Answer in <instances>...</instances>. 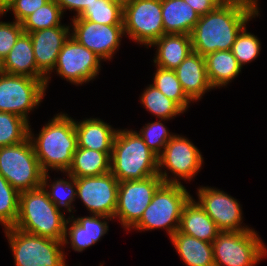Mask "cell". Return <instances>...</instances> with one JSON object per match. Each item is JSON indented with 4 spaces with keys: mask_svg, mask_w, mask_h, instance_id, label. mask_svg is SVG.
<instances>
[{
    "mask_svg": "<svg viewBox=\"0 0 267 266\" xmlns=\"http://www.w3.org/2000/svg\"><path fill=\"white\" fill-rule=\"evenodd\" d=\"M31 129L29 125V139L42 171L45 173L52 169L65 176L77 149L75 120L60 112L43 125L36 137Z\"/></svg>",
    "mask_w": 267,
    "mask_h": 266,
    "instance_id": "6da1fadb",
    "label": "cell"
},
{
    "mask_svg": "<svg viewBox=\"0 0 267 266\" xmlns=\"http://www.w3.org/2000/svg\"><path fill=\"white\" fill-rule=\"evenodd\" d=\"M255 18L250 12L231 5L215 8L200 16L191 32L194 52L202 56L221 50H231L239 32Z\"/></svg>",
    "mask_w": 267,
    "mask_h": 266,
    "instance_id": "7a4b0ae2",
    "label": "cell"
},
{
    "mask_svg": "<svg viewBox=\"0 0 267 266\" xmlns=\"http://www.w3.org/2000/svg\"><path fill=\"white\" fill-rule=\"evenodd\" d=\"M62 211L49 199L48 193L40 186L20 192L19 215L14 225L23 232L64 241L66 222Z\"/></svg>",
    "mask_w": 267,
    "mask_h": 266,
    "instance_id": "3957f363",
    "label": "cell"
},
{
    "mask_svg": "<svg viewBox=\"0 0 267 266\" xmlns=\"http://www.w3.org/2000/svg\"><path fill=\"white\" fill-rule=\"evenodd\" d=\"M119 182L158 174V156L134 130L118 129L111 154V171Z\"/></svg>",
    "mask_w": 267,
    "mask_h": 266,
    "instance_id": "277c9868",
    "label": "cell"
},
{
    "mask_svg": "<svg viewBox=\"0 0 267 266\" xmlns=\"http://www.w3.org/2000/svg\"><path fill=\"white\" fill-rule=\"evenodd\" d=\"M191 197L183 184L163 183L131 229L145 232L161 228L170 238L179 229L183 207Z\"/></svg>",
    "mask_w": 267,
    "mask_h": 266,
    "instance_id": "5b68a950",
    "label": "cell"
},
{
    "mask_svg": "<svg viewBox=\"0 0 267 266\" xmlns=\"http://www.w3.org/2000/svg\"><path fill=\"white\" fill-rule=\"evenodd\" d=\"M15 266H67L62 241L23 232L17 228L4 229Z\"/></svg>",
    "mask_w": 267,
    "mask_h": 266,
    "instance_id": "8992f818",
    "label": "cell"
},
{
    "mask_svg": "<svg viewBox=\"0 0 267 266\" xmlns=\"http://www.w3.org/2000/svg\"><path fill=\"white\" fill-rule=\"evenodd\" d=\"M0 174L19 193L42 186L44 172L29 138L0 147Z\"/></svg>",
    "mask_w": 267,
    "mask_h": 266,
    "instance_id": "52a82bcc",
    "label": "cell"
},
{
    "mask_svg": "<svg viewBox=\"0 0 267 266\" xmlns=\"http://www.w3.org/2000/svg\"><path fill=\"white\" fill-rule=\"evenodd\" d=\"M212 245L214 266H256L267 256V247L254 228L220 232Z\"/></svg>",
    "mask_w": 267,
    "mask_h": 266,
    "instance_id": "ba28073f",
    "label": "cell"
},
{
    "mask_svg": "<svg viewBox=\"0 0 267 266\" xmlns=\"http://www.w3.org/2000/svg\"><path fill=\"white\" fill-rule=\"evenodd\" d=\"M201 154L188 138L175 134L158 156V175L169 184H182V179L191 181L202 168Z\"/></svg>",
    "mask_w": 267,
    "mask_h": 266,
    "instance_id": "9c48e42d",
    "label": "cell"
},
{
    "mask_svg": "<svg viewBox=\"0 0 267 266\" xmlns=\"http://www.w3.org/2000/svg\"><path fill=\"white\" fill-rule=\"evenodd\" d=\"M123 28L126 36L148 49L164 35L161 0H124Z\"/></svg>",
    "mask_w": 267,
    "mask_h": 266,
    "instance_id": "30bf717a",
    "label": "cell"
},
{
    "mask_svg": "<svg viewBox=\"0 0 267 266\" xmlns=\"http://www.w3.org/2000/svg\"><path fill=\"white\" fill-rule=\"evenodd\" d=\"M45 81L25 75L4 73L0 76V112L16 114L29 121L46 94Z\"/></svg>",
    "mask_w": 267,
    "mask_h": 266,
    "instance_id": "8fae6325",
    "label": "cell"
},
{
    "mask_svg": "<svg viewBox=\"0 0 267 266\" xmlns=\"http://www.w3.org/2000/svg\"><path fill=\"white\" fill-rule=\"evenodd\" d=\"M163 183L158 174L141 180L119 182L114 218L120 221L126 231H130L141 219L154 193Z\"/></svg>",
    "mask_w": 267,
    "mask_h": 266,
    "instance_id": "7c38bea8",
    "label": "cell"
},
{
    "mask_svg": "<svg viewBox=\"0 0 267 266\" xmlns=\"http://www.w3.org/2000/svg\"><path fill=\"white\" fill-rule=\"evenodd\" d=\"M101 61L100 57L70 36L60 50L52 72L73 85L82 86L96 79Z\"/></svg>",
    "mask_w": 267,
    "mask_h": 266,
    "instance_id": "4fadbf2b",
    "label": "cell"
},
{
    "mask_svg": "<svg viewBox=\"0 0 267 266\" xmlns=\"http://www.w3.org/2000/svg\"><path fill=\"white\" fill-rule=\"evenodd\" d=\"M70 36L103 61L111 60L118 51L124 34L123 25H104L83 18H71Z\"/></svg>",
    "mask_w": 267,
    "mask_h": 266,
    "instance_id": "5bb4252c",
    "label": "cell"
},
{
    "mask_svg": "<svg viewBox=\"0 0 267 266\" xmlns=\"http://www.w3.org/2000/svg\"><path fill=\"white\" fill-rule=\"evenodd\" d=\"M76 185V198L83 202L91 215H104L114 219L119 181L111 172L76 178Z\"/></svg>",
    "mask_w": 267,
    "mask_h": 266,
    "instance_id": "9a60e30c",
    "label": "cell"
},
{
    "mask_svg": "<svg viewBox=\"0 0 267 266\" xmlns=\"http://www.w3.org/2000/svg\"><path fill=\"white\" fill-rule=\"evenodd\" d=\"M197 190V202L216 223L221 232H239L252 229L247 225H242L243 211L237 199L214 187L200 186Z\"/></svg>",
    "mask_w": 267,
    "mask_h": 266,
    "instance_id": "2e32d148",
    "label": "cell"
},
{
    "mask_svg": "<svg viewBox=\"0 0 267 266\" xmlns=\"http://www.w3.org/2000/svg\"><path fill=\"white\" fill-rule=\"evenodd\" d=\"M70 27L62 24L29 33L37 68L46 77V89L50 83V74L56 65L60 50L70 37Z\"/></svg>",
    "mask_w": 267,
    "mask_h": 266,
    "instance_id": "e0dca14e",
    "label": "cell"
},
{
    "mask_svg": "<svg viewBox=\"0 0 267 266\" xmlns=\"http://www.w3.org/2000/svg\"><path fill=\"white\" fill-rule=\"evenodd\" d=\"M111 220L114 219L94 214L78 218H74L73 215L69 216L63 241L64 248L65 245L70 244L74 251L83 252L86 248L99 242L107 234L109 230L108 222ZM68 224L70 225L68 226Z\"/></svg>",
    "mask_w": 267,
    "mask_h": 266,
    "instance_id": "ac0fdd59",
    "label": "cell"
},
{
    "mask_svg": "<svg viewBox=\"0 0 267 266\" xmlns=\"http://www.w3.org/2000/svg\"><path fill=\"white\" fill-rule=\"evenodd\" d=\"M174 71L192 103L213 89L208 79L205 57L197 52L190 53Z\"/></svg>",
    "mask_w": 267,
    "mask_h": 266,
    "instance_id": "d6986e66",
    "label": "cell"
},
{
    "mask_svg": "<svg viewBox=\"0 0 267 266\" xmlns=\"http://www.w3.org/2000/svg\"><path fill=\"white\" fill-rule=\"evenodd\" d=\"M77 147L112 154L113 142L118 131L100 118L75 120Z\"/></svg>",
    "mask_w": 267,
    "mask_h": 266,
    "instance_id": "ffe728a7",
    "label": "cell"
},
{
    "mask_svg": "<svg viewBox=\"0 0 267 266\" xmlns=\"http://www.w3.org/2000/svg\"><path fill=\"white\" fill-rule=\"evenodd\" d=\"M178 231L209 243H212L221 232L216 223L192 197L183 207Z\"/></svg>",
    "mask_w": 267,
    "mask_h": 266,
    "instance_id": "44dd1931",
    "label": "cell"
},
{
    "mask_svg": "<svg viewBox=\"0 0 267 266\" xmlns=\"http://www.w3.org/2000/svg\"><path fill=\"white\" fill-rule=\"evenodd\" d=\"M149 47H156L154 65L175 70L193 52L191 36L187 34H164Z\"/></svg>",
    "mask_w": 267,
    "mask_h": 266,
    "instance_id": "7402d4cb",
    "label": "cell"
},
{
    "mask_svg": "<svg viewBox=\"0 0 267 266\" xmlns=\"http://www.w3.org/2000/svg\"><path fill=\"white\" fill-rule=\"evenodd\" d=\"M5 72L25 75L45 81L46 77L38 70L29 33L23 32L17 42L4 58Z\"/></svg>",
    "mask_w": 267,
    "mask_h": 266,
    "instance_id": "603a6c76",
    "label": "cell"
},
{
    "mask_svg": "<svg viewBox=\"0 0 267 266\" xmlns=\"http://www.w3.org/2000/svg\"><path fill=\"white\" fill-rule=\"evenodd\" d=\"M164 34L190 35L200 15L184 0H161Z\"/></svg>",
    "mask_w": 267,
    "mask_h": 266,
    "instance_id": "cb8c5ba5",
    "label": "cell"
},
{
    "mask_svg": "<svg viewBox=\"0 0 267 266\" xmlns=\"http://www.w3.org/2000/svg\"><path fill=\"white\" fill-rule=\"evenodd\" d=\"M169 239L186 266H214L212 243L180 233L178 230Z\"/></svg>",
    "mask_w": 267,
    "mask_h": 266,
    "instance_id": "d4e9b609",
    "label": "cell"
},
{
    "mask_svg": "<svg viewBox=\"0 0 267 266\" xmlns=\"http://www.w3.org/2000/svg\"><path fill=\"white\" fill-rule=\"evenodd\" d=\"M204 57L208 79L213 89L227 86L241 73L242 67L231 50L215 51Z\"/></svg>",
    "mask_w": 267,
    "mask_h": 266,
    "instance_id": "484cf974",
    "label": "cell"
},
{
    "mask_svg": "<svg viewBox=\"0 0 267 266\" xmlns=\"http://www.w3.org/2000/svg\"><path fill=\"white\" fill-rule=\"evenodd\" d=\"M111 171V154L77 147L66 173L74 178L100 176Z\"/></svg>",
    "mask_w": 267,
    "mask_h": 266,
    "instance_id": "4316f807",
    "label": "cell"
},
{
    "mask_svg": "<svg viewBox=\"0 0 267 266\" xmlns=\"http://www.w3.org/2000/svg\"><path fill=\"white\" fill-rule=\"evenodd\" d=\"M66 176L68 179L59 178L56 180L54 178V181L52 182L49 172H45L43 174L42 186L48 193L49 199L55 204L59 211L64 207L66 211L73 213V211L76 212L73 205V201L75 202L76 200V178L68 173H66Z\"/></svg>",
    "mask_w": 267,
    "mask_h": 266,
    "instance_id": "83f0119b",
    "label": "cell"
},
{
    "mask_svg": "<svg viewBox=\"0 0 267 266\" xmlns=\"http://www.w3.org/2000/svg\"><path fill=\"white\" fill-rule=\"evenodd\" d=\"M124 0H95L78 16L93 23L123 25Z\"/></svg>",
    "mask_w": 267,
    "mask_h": 266,
    "instance_id": "f1b7e54d",
    "label": "cell"
},
{
    "mask_svg": "<svg viewBox=\"0 0 267 266\" xmlns=\"http://www.w3.org/2000/svg\"><path fill=\"white\" fill-rule=\"evenodd\" d=\"M139 97L145 109L157 116L160 121H168L177 115L184 114V111L173 100L167 98L152 84H148Z\"/></svg>",
    "mask_w": 267,
    "mask_h": 266,
    "instance_id": "f546056e",
    "label": "cell"
},
{
    "mask_svg": "<svg viewBox=\"0 0 267 266\" xmlns=\"http://www.w3.org/2000/svg\"><path fill=\"white\" fill-rule=\"evenodd\" d=\"M154 73L153 83L167 98L173 100L184 112L187 111L192 102L182 89L174 70L164 69L158 66Z\"/></svg>",
    "mask_w": 267,
    "mask_h": 266,
    "instance_id": "4dcf8cb0",
    "label": "cell"
},
{
    "mask_svg": "<svg viewBox=\"0 0 267 266\" xmlns=\"http://www.w3.org/2000/svg\"><path fill=\"white\" fill-rule=\"evenodd\" d=\"M63 12L55 0H49L39 9L27 16L22 22L23 31L35 32L41 29L61 26Z\"/></svg>",
    "mask_w": 267,
    "mask_h": 266,
    "instance_id": "1f68e13d",
    "label": "cell"
},
{
    "mask_svg": "<svg viewBox=\"0 0 267 266\" xmlns=\"http://www.w3.org/2000/svg\"><path fill=\"white\" fill-rule=\"evenodd\" d=\"M30 123L8 112H0V147L22 143L29 138Z\"/></svg>",
    "mask_w": 267,
    "mask_h": 266,
    "instance_id": "d6a6232c",
    "label": "cell"
},
{
    "mask_svg": "<svg viewBox=\"0 0 267 266\" xmlns=\"http://www.w3.org/2000/svg\"><path fill=\"white\" fill-rule=\"evenodd\" d=\"M19 192L0 174V224L14 227L19 215Z\"/></svg>",
    "mask_w": 267,
    "mask_h": 266,
    "instance_id": "836d02e7",
    "label": "cell"
},
{
    "mask_svg": "<svg viewBox=\"0 0 267 266\" xmlns=\"http://www.w3.org/2000/svg\"><path fill=\"white\" fill-rule=\"evenodd\" d=\"M245 26L238 34L231 51L236 57L238 64L243 66L254 61L261 51V42L257 36L247 31Z\"/></svg>",
    "mask_w": 267,
    "mask_h": 266,
    "instance_id": "e575fe53",
    "label": "cell"
},
{
    "mask_svg": "<svg viewBox=\"0 0 267 266\" xmlns=\"http://www.w3.org/2000/svg\"><path fill=\"white\" fill-rule=\"evenodd\" d=\"M137 133L157 156L162 153L166 144L175 135V133L169 132L167 127L160 121L147 123Z\"/></svg>",
    "mask_w": 267,
    "mask_h": 266,
    "instance_id": "d590c367",
    "label": "cell"
},
{
    "mask_svg": "<svg viewBox=\"0 0 267 266\" xmlns=\"http://www.w3.org/2000/svg\"><path fill=\"white\" fill-rule=\"evenodd\" d=\"M23 32L21 23L17 21H0V57L4 59L9 54Z\"/></svg>",
    "mask_w": 267,
    "mask_h": 266,
    "instance_id": "8d00e7d4",
    "label": "cell"
},
{
    "mask_svg": "<svg viewBox=\"0 0 267 266\" xmlns=\"http://www.w3.org/2000/svg\"><path fill=\"white\" fill-rule=\"evenodd\" d=\"M49 0H11L7 12L12 11L14 21L21 23L27 16L39 9Z\"/></svg>",
    "mask_w": 267,
    "mask_h": 266,
    "instance_id": "74e56055",
    "label": "cell"
},
{
    "mask_svg": "<svg viewBox=\"0 0 267 266\" xmlns=\"http://www.w3.org/2000/svg\"><path fill=\"white\" fill-rule=\"evenodd\" d=\"M56 3L60 6L62 12L75 11L73 17H78L87 6H90L95 0H55Z\"/></svg>",
    "mask_w": 267,
    "mask_h": 266,
    "instance_id": "f35d334b",
    "label": "cell"
},
{
    "mask_svg": "<svg viewBox=\"0 0 267 266\" xmlns=\"http://www.w3.org/2000/svg\"><path fill=\"white\" fill-rule=\"evenodd\" d=\"M226 5L236 6L250 12L255 17L259 16L258 0H225Z\"/></svg>",
    "mask_w": 267,
    "mask_h": 266,
    "instance_id": "ab89813d",
    "label": "cell"
},
{
    "mask_svg": "<svg viewBox=\"0 0 267 266\" xmlns=\"http://www.w3.org/2000/svg\"><path fill=\"white\" fill-rule=\"evenodd\" d=\"M188 3L200 16L213 11L216 7L208 0H184Z\"/></svg>",
    "mask_w": 267,
    "mask_h": 266,
    "instance_id": "60d3db41",
    "label": "cell"
},
{
    "mask_svg": "<svg viewBox=\"0 0 267 266\" xmlns=\"http://www.w3.org/2000/svg\"><path fill=\"white\" fill-rule=\"evenodd\" d=\"M11 0H0V16H5L7 13Z\"/></svg>",
    "mask_w": 267,
    "mask_h": 266,
    "instance_id": "b9f144b4",
    "label": "cell"
},
{
    "mask_svg": "<svg viewBox=\"0 0 267 266\" xmlns=\"http://www.w3.org/2000/svg\"><path fill=\"white\" fill-rule=\"evenodd\" d=\"M210 1L216 8L226 6L225 0H208Z\"/></svg>",
    "mask_w": 267,
    "mask_h": 266,
    "instance_id": "7bdbcfd3",
    "label": "cell"
},
{
    "mask_svg": "<svg viewBox=\"0 0 267 266\" xmlns=\"http://www.w3.org/2000/svg\"><path fill=\"white\" fill-rule=\"evenodd\" d=\"M4 73H6L4 68V59L0 57V76H2Z\"/></svg>",
    "mask_w": 267,
    "mask_h": 266,
    "instance_id": "ee69618b",
    "label": "cell"
}]
</instances>
